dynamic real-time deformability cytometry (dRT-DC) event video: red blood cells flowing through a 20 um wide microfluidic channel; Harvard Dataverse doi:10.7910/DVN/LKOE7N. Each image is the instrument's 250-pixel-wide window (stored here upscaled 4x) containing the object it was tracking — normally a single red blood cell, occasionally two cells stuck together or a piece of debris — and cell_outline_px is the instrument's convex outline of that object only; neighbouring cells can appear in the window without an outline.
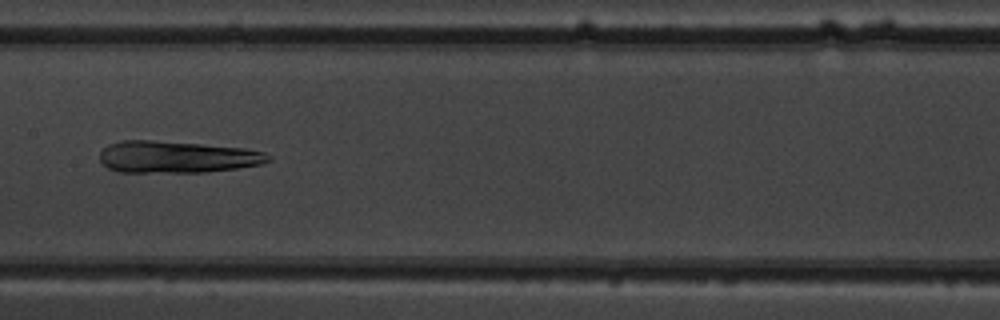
{"species": "common noctule bat (a hibernating species)", "species_latin": "Nyctalus noctula", "temperature_condition": "warm", "stored_images_in_passage": 8, "camera_frame_rate_fps": 3000, "um_per_image_px": 0.085, "animal": {"sex": "male", "body_mass_g": 19.5, "forearm_length_mm": 54.6}, "frame": {"image": 1, "passage_image": 8, "time_ms": 8.0, "image_size_px": [1000, 320], "cell_outline_px": [[272, 160], [260, 164], [236, 168], [208, 172], [120, 172], [108, 168], [100, 160], [100, 152], [108, 144], [120, 140], [152, 140], [200, 144], [244, 148], [264, 152], [272, 156]], "centroid_in_image_um": [15.03, 13.34], "position_along_channel_um": 192.4, "area_um2": 31.33}}